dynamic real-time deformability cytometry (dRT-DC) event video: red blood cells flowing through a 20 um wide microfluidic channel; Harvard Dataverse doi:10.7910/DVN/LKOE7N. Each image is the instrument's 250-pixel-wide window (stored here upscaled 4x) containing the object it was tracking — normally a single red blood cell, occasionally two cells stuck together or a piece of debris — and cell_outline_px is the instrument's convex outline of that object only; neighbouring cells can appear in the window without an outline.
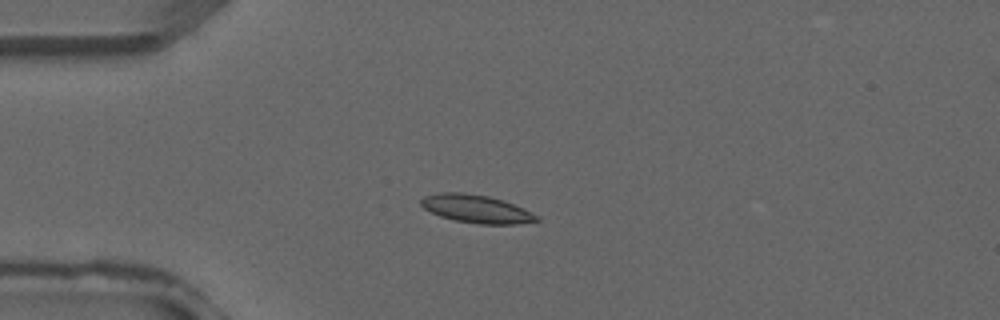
{"species": "common noctule bat (a hibernating species)", "species_latin": "Nyctalus noctula", "temperature_condition": "warm", "stored_images_in_passage": 3, "camera_frame_rate_fps": 3000, "um_per_image_px": 0.085, "animal": {"sex": "male", "forearm_length_mm": 52.5}, "frame": {"image": 1, "passage_image": 3, "time_ms": 0.667, "image_size_px": [1000, 320], "cell_outline_px": [[540, 220], [516, 224], [480, 224], [456, 220], [440, 216], [424, 208], [420, 204], [420, 200], [424, 196], [440, 192], [464, 192], [488, 196], [504, 200], [524, 208], [540, 216]], "centroid_in_image_um": [40.51, 17.74], "position_along_channel_um": 44.5, "area_um2": 18.96}}